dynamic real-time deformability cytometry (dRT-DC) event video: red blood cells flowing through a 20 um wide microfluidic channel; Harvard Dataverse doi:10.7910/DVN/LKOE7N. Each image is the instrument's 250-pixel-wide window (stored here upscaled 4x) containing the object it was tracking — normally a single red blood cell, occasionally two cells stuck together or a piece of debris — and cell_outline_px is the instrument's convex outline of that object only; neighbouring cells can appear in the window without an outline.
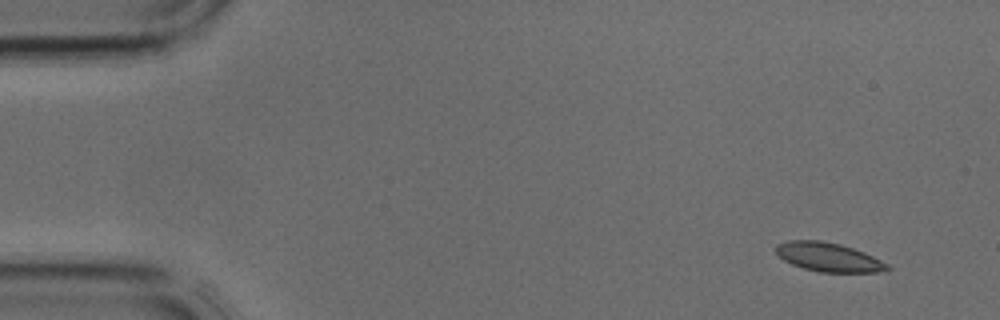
{"species": "common noctule bat (a hibernating species)", "species_latin": "Nyctalus noctula", "temperature_condition": "cold", "stored_images_in_passage": 3, "camera_frame_rate_fps": 3000, "um_per_image_px": 0.085, "animal": {"sex": "male", "body_mass_g": 17.9, "forearm_length_mm": 54.2}, "frame": {"image": 1, "passage_image": 1, "time_ms": 0.0, "image_size_px": [1000, 320], "cell_outline_px": [[892, 268], [888, 272], [820, 272], [804, 268], [792, 264], [784, 260], [776, 252], [776, 244], [788, 240], [820, 240], [840, 244], [864, 252], [888, 264]], "centroid_in_image_um": [70.45, 21.86], "position_along_channel_um": 14.5, "area_um2": 18.79}}